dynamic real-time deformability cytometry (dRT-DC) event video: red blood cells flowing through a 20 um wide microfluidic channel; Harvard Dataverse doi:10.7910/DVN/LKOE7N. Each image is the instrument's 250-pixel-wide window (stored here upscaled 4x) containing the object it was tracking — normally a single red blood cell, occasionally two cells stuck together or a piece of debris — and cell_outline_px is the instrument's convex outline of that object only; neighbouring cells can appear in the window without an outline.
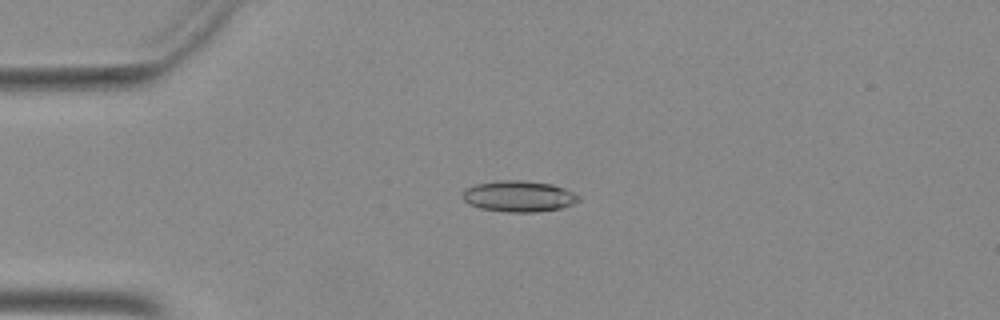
{"species": "Egyptian fruit bat (a non-hibernating species)", "species_latin": "Rousettus aegyptiacus", "temperature_condition": "warm", "stored_images_in_passage": 50, "camera_frame_rate_fps": 3000, "um_per_image_px": 0.085, "animal": {"sex": "female"}, "frame": {"image": 1, "passage_image": 12, "time_ms": 3.667, "image_size_px": [1000, 320], "cell_outline_px": [[580, 200], [572, 204], [560, 208], [532, 212], [508, 212], [480, 208], [464, 200], [464, 188], [476, 184], [500, 180], [520, 180], [552, 184], [564, 188], [580, 196]], "centroid_in_image_um": [44.11, 16.67], "position_along_channel_um": 40.9, "area_um2": 20.75}}
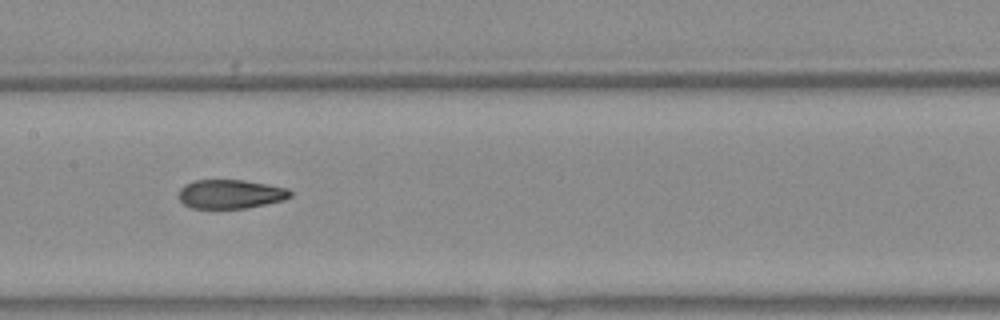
{"frame": {"image": 2, "passage_image": 25, "time_ms": 8.0, "image_size_px": [1000, 320], "cell_outline_px": [[292, 196], [284, 200], [244, 208], [192, 208], [184, 204], [180, 200], [180, 188], [184, 184], [192, 180], [244, 180], [288, 188], [292, 192]], "centroid_in_image_um": [19.59, 16.48], "position_along_channel_um": 187.8, "area_um2": 18.79}}
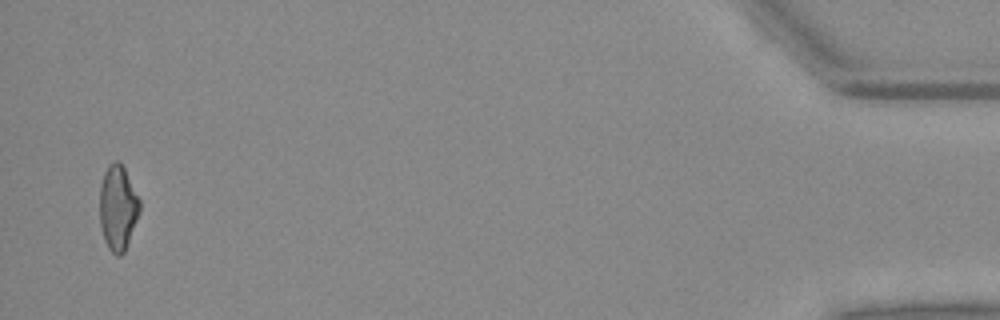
{"frame": {"image": 3, "passage_image": 49, "time_ms": 16.0, "image_size_px": [1000, 320], "cell_outline_px": [[140, 212], [124, 252], [120, 256], [116, 256], [108, 248], [104, 240], [100, 224], [100, 184], [104, 172], [108, 164], [116, 160], [124, 168], [140, 200]], "centroid_in_image_um": [10.01, 17.67], "position_along_channel_um": 425.2, "area_um2": 19.77}}